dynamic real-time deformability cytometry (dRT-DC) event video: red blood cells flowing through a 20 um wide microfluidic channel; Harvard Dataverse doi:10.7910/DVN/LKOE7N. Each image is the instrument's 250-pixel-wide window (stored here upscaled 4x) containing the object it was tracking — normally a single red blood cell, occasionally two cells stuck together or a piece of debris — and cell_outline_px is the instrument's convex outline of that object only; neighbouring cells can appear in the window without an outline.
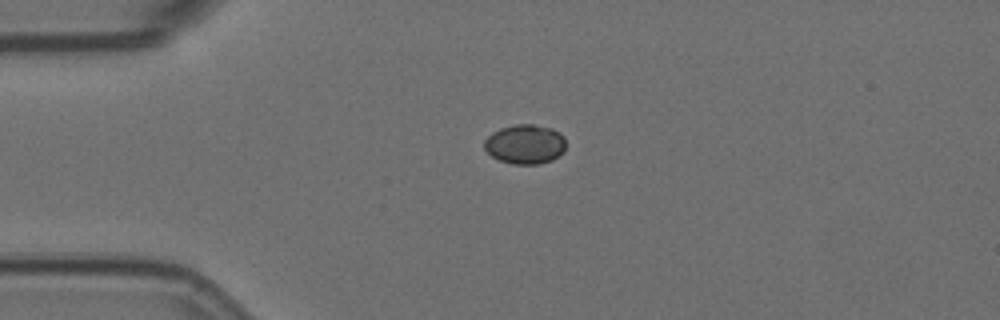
{"species": "Egyptian fruit bat (a non-hibernating species)", "species_latin": "Rousettus aegyptiacus", "temperature_condition": "room temperature", "stored_images_in_passage": 3, "camera_frame_rate_fps": 3000, "um_per_image_px": 0.085, "animal": {"sex": "female"}, "frame": {"image": 1, "passage_image": 1, "time_ms": 0.0, "image_size_px": [1000, 320], "cell_outline_px": [[564, 152], [560, 156], [552, 160], [540, 164], [512, 164], [500, 160], [492, 156], [484, 148], [484, 140], [492, 132], [500, 128], [516, 124], [532, 124], [552, 128], [564, 136]], "centroid_in_image_um": [44.64, 12.26], "position_along_channel_um": 40.4, "area_um2": 18.84}}
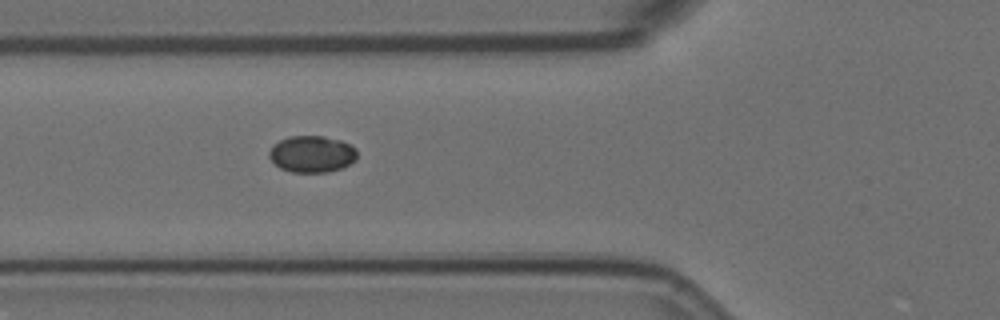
{"frame": {"image": 2, "passage_image": 3, "time_ms": 0.667, "image_size_px": [1000, 320], "cell_outline_px": [[356, 160], [340, 168], [328, 172], [292, 172], [280, 168], [268, 156], [268, 152], [272, 144], [288, 136], [324, 136], [340, 140], [356, 148]], "centroid_in_image_um": [26.48, 13.08], "position_along_channel_um": 99.3, "area_um2": 18.79}}